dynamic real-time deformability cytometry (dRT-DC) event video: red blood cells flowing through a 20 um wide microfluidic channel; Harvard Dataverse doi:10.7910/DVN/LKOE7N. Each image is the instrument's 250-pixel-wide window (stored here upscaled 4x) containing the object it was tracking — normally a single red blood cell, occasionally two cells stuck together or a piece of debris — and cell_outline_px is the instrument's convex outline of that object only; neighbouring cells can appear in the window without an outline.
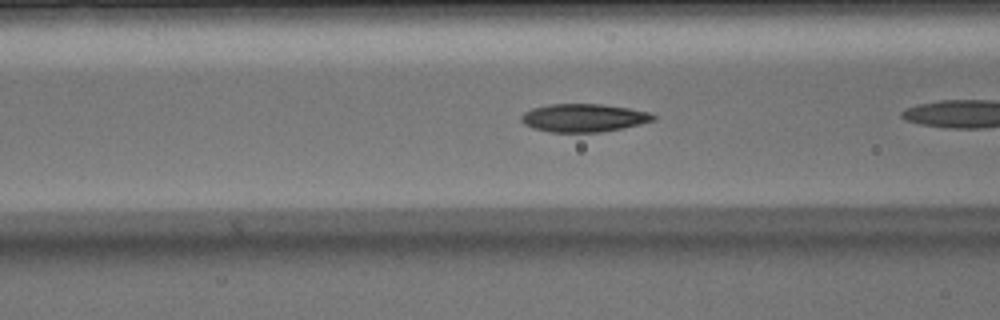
{"species": "Egyptian fruit bat (a non-hibernating species)", "species_latin": "Rousettus aegyptiacus", "temperature_condition": "warm", "stored_images_in_passage": 7, "camera_frame_rate_fps": 3000, "um_per_image_px": 0.085, "animal": {"sex": "male"}, "frame": {"image": 1, "passage_image": 5, "time_ms": 1.333, "image_size_px": [1000, 320], "cell_outline_px": [[656, 120], [640, 124], [600, 132], [548, 132], [532, 128], [524, 124], [520, 120], [520, 116], [524, 112], [532, 108], [548, 104], [600, 104], [628, 108], [648, 112], [656, 116]], "centroid_in_image_um": [49.57, 10.02], "position_along_channel_um": 117.0, "area_um2": 21.62}}